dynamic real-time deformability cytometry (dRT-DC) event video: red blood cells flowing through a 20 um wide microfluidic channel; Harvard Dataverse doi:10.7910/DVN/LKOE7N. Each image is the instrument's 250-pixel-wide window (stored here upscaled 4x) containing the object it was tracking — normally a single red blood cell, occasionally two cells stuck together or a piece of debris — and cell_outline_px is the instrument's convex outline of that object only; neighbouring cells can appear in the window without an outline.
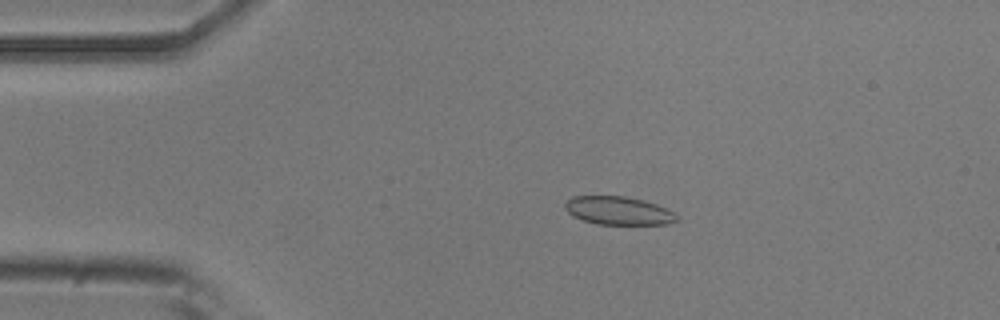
{"species": "common noctule bat (a hibernating species)", "species_latin": "Nyctalus noctula", "temperature_condition": "room temperature", "stored_images_in_passage": 54, "camera_frame_rate_fps": 3000, "um_per_image_px": 0.085, "animal": {"sex": "male", "body_mass_g": 20.5, "forearm_length_mm": 52.5}, "frame": {"image": 1, "passage_image": 11, "time_ms": 3.333, "image_size_px": [1000, 320], "cell_outline_px": [[680, 220], [668, 224], [596, 224], [572, 216], [564, 208], [564, 204], [572, 196], [624, 196], [656, 204], [668, 208]], "centroid_in_image_um": [52.55, 17.91], "position_along_channel_um": 32.4, "area_um2": 18.32}}
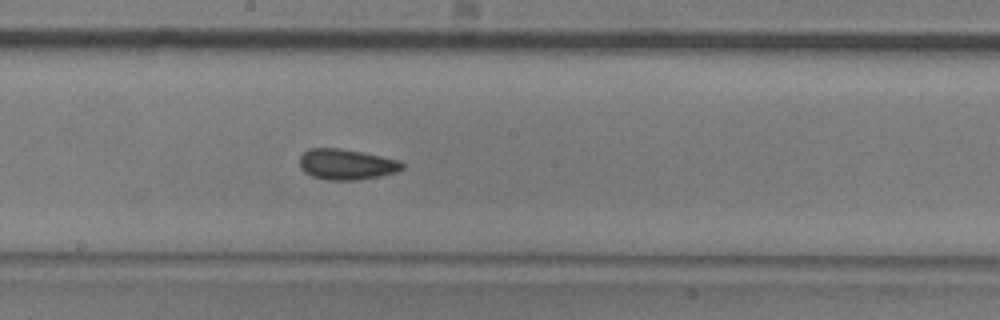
{"frame": {"image": 2, "passage_image": 29, "time_ms": 9.333, "image_size_px": [1000, 320], "cell_outline_px": [[404, 168], [396, 172], [380, 176], [356, 180], [328, 180], [312, 176], [304, 172], [300, 168], [300, 156], [308, 148], [340, 148], [400, 160], [404, 164]], "centroid_in_image_um": [29.44, 13.97], "position_along_channel_um": 218.8, "area_um2": 18.32}}
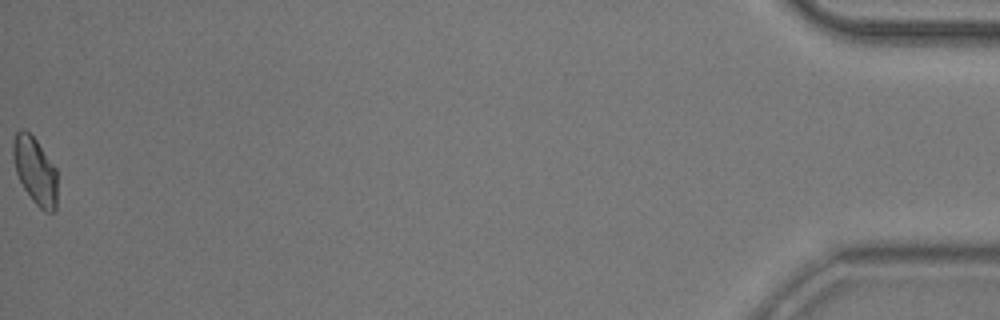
{"frame": {"image": 3, "passage_image": 54, "time_ms": 17.667, "image_size_px": [1000, 320], "cell_outline_px": [[56, 208], [52, 212], [44, 212], [32, 200], [24, 188], [16, 172], [12, 156], [12, 140], [16, 132], [20, 128], [24, 128], [36, 140], [56, 168]], "centroid_in_image_um": [2.96, 14.48], "position_along_channel_um": 432.2, "area_um2": 17.28}, "authors_computed_cell_mechanics": {"area_um2": 17.9469, "velocity_mm_per_s": 3.7861, "shape_relaxation_time_tau1_ms": 3.7047, "shape_relaxation_time_tau2_ms": 0.9334, "deformation_change_tau1": 0.0958, "deformation_change_tau2": 0.0731}}